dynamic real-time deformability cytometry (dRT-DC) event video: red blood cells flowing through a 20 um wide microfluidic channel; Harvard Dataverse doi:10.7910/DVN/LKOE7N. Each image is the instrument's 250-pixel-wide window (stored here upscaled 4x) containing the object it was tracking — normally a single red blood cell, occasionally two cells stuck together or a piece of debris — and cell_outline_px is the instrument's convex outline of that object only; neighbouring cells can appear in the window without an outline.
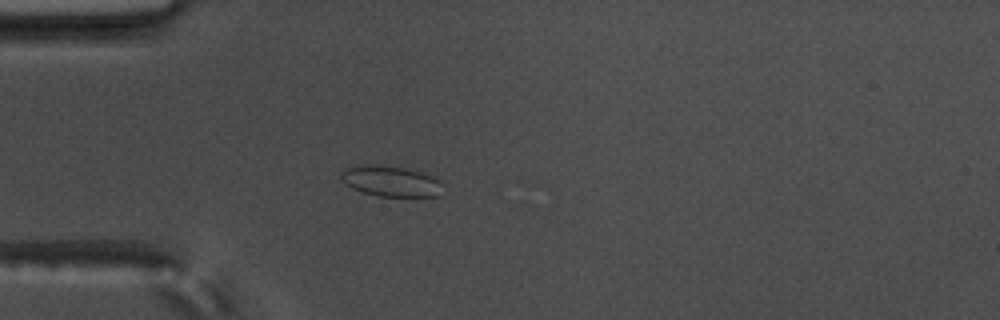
{"species": "common noctule bat (a hibernating species)", "species_latin": "Nyctalus noctula", "temperature_condition": "warm", "stored_images_in_passage": 23, "camera_frame_rate_fps": 3000, "um_per_image_px": 0.085, "animal": {"sex": "male", "body_mass_g": 17.5, "forearm_length_mm": 52.3}, "frame": {"image": 1, "passage_image": 11, "time_ms": 3.333, "image_size_px": [1000, 320], "cell_outline_px": [[444, 184], [440, 196], [380, 196], [364, 192], [352, 188], [340, 176], [340, 172], [344, 168], [360, 164], [376, 164], [404, 168], [424, 172], [440, 180]], "centroid_in_image_um": [33.26, 15.38], "position_along_channel_um": 51.7, "area_um2": 18.32}}
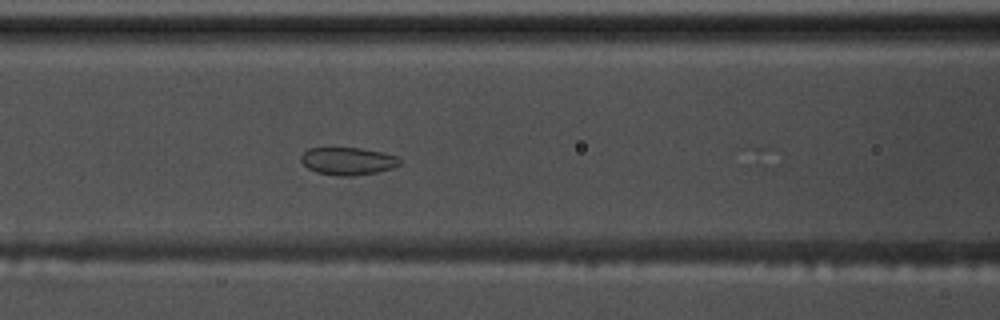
{"frame": {"image": 2, "passage_image": 19, "time_ms": 6.0, "image_size_px": [1000, 320], "cell_outline_px": [[400, 164], [392, 168], [376, 172], [352, 176], [336, 176], [316, 172], [308, 168], [300, 160], [300, 156], [308, 148], [360, 148], [380, 152], [396, 156], [400, 160]], "centroid_in_image_um": [29.53, 13.7], "position_along_channel_um": 137.1, "area_um2": 15.78}}
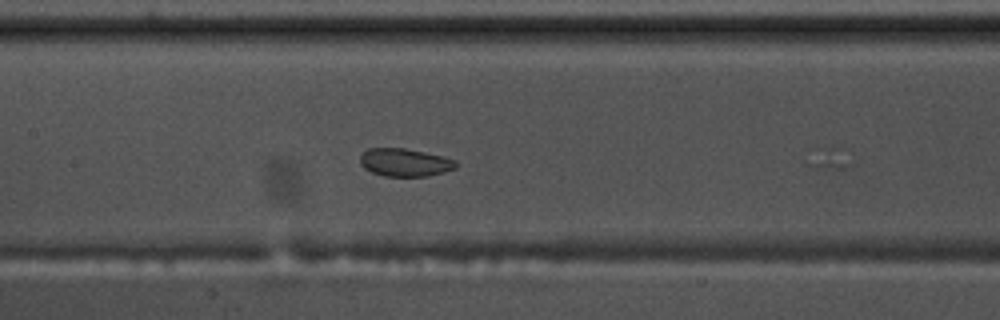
{"frame": {"image": 3, "passage_image": 22, "time_ms": 7.0, "image_size_px": [1000, 320], "cell_outline_px": [[460, 164], [456, 168], [444, 172], [428, 176], [384, 176], [372, 172], [364, 168], [360, 164], [360, 156], [368, 148], [404, 148], [444, 156], [456, 160]], "centroid_in_image_um": [34.45, 13.81], "position_along_channel_um": 173.0, "area_um2": 15.72}}